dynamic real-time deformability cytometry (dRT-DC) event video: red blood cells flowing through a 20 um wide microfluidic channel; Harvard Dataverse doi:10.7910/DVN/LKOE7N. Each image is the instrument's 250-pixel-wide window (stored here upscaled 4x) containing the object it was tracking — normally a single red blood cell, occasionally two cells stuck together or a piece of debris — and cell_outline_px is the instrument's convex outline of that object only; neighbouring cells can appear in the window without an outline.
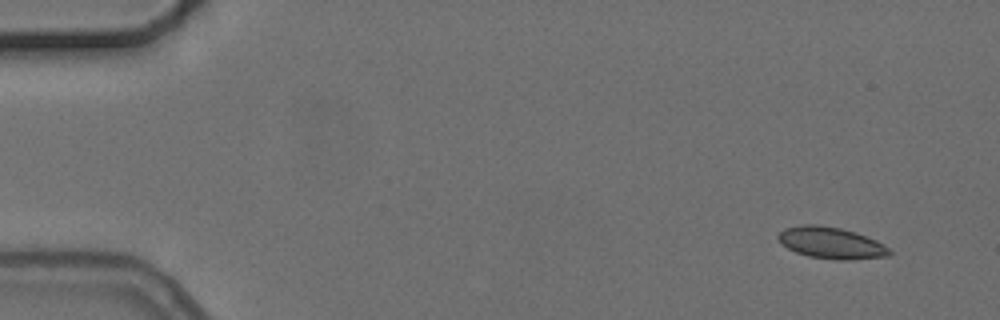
{"species": "common noctule bat (a hibernating species)", "species_latin": "Nyctalus noctula", "temperature_condition": "cold", "stored_images_in_passage": 4, "camera_frame_rate_fps": 3000, "um_per_image_px": 0.085, "animal": {"sex": "female", "body_mass_g": 24.6, "forearm_length_mm": 56.2}, "frame": {"image": 1, "passage_image": 1, "time_ms": 0.0, "image_size_px": [1000, 320], "cell_outline_px": [[892, 252], [888, 256], [852, 260], [836, 260], [808, 256], [796, 252], [788, 248], [776, 236], [784, 228], [804, 224], [816, 224], [840, 228], [876, 240], [888, 248]], "centroid_in_image_um": [70.64, 20.65], "position_along_channel_um": 14.4, "area_um2": 20.23}}